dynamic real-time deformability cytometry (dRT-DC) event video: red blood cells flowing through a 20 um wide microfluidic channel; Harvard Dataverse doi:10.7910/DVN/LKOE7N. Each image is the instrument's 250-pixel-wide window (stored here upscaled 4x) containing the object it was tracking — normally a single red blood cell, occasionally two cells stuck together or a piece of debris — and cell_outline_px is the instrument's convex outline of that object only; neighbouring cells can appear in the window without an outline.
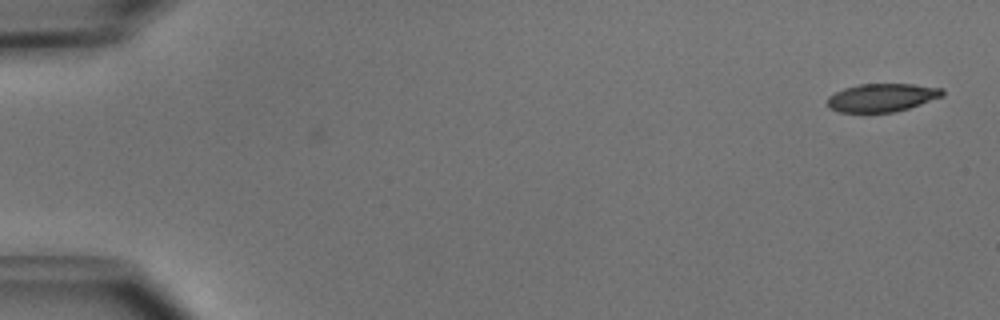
{"species": "common noctule bat (a hibernating species)", "species_latin": "Nyctalus noctula", "temperature_condition": "cold", "stored_images_in_passage": 5, "camera_frame_rate_fps": 3000, "um_per_image_px": 0.085, "animal": {"sex": "male", "body_mass_g": 15.6}, "frame": {"image": 1, "passage_image": 5, "time_ms": 1.333, "image_size_px": [1000, 320], "cell_outline_px": [[944, 96], [896, 112], [840, 112], [832, 108], [828, 104], [828, 96], [844, 88], [860, 84], [912, 84], [944, 88]], "centroid_in_image_um": [75.01, 8.29], "position_along_channel_um": 10.0, "area_um2": 18.79}}